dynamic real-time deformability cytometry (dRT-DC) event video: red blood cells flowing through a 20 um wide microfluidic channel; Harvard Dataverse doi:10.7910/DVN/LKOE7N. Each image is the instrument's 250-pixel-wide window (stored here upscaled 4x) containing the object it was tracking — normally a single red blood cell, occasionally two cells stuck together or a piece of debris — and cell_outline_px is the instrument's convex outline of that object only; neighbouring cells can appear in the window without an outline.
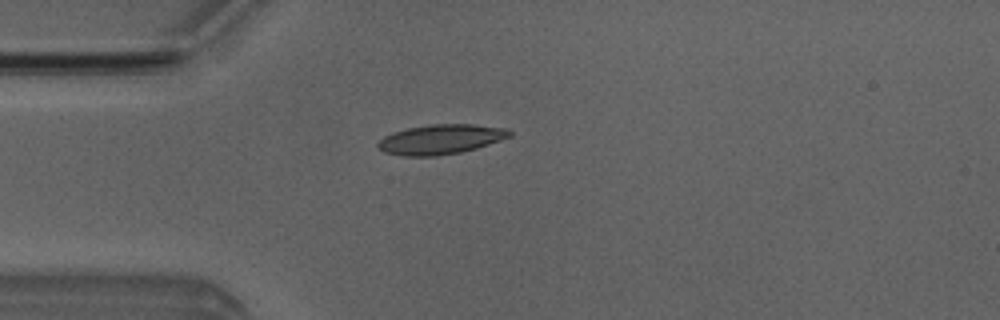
{"species": "Egyptian fruit bat (a non-hibernating species)", "species_latin": "Rousettus aegyptiacus", "temperature_condition": "room temperature", "stored_images_in_passage": 2, "camera_frame_rate_fps": 3000, "um_per_image_px": 0.085, "animal": {"sex": "male"}, "frame": {"image": 1, "passage_image": 2, "time_ms": 1.0, "image_size_px": [1000, 320], "cell_outline_px": [[512, 136], [476, 148], [460, 152], [436, 156], [404, 156], [384, 152], [376, 148], [376, 144], [384, 136], [392, 132], [408, 128], [432, 124], [472, 124], [508, 128], [512, 132]], "centroid_in_image_um": [37.45, 11.84], "position_along_channel_um": 47.6, "area_um2": 22.89}}